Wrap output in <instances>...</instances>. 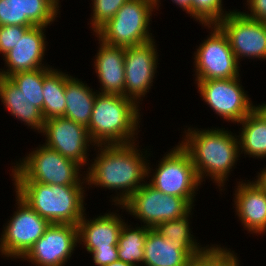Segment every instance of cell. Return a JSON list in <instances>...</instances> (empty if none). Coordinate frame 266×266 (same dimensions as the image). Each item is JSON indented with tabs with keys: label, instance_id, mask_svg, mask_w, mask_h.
Here are the masks:
<instances>
[{
	"label": "cell",
	"instance_id": "f1b7e54d",
	"mask_svg": "<svg viewBox=\"0 0 266 266\" xmlns=\"http://www.w3.org/2000/svg\"><path fill=\"white\" fill-rule=\"evenodd\" d=\"M223 247L211 244L195 257L193 266H240L237 253L230 248Z\"/></svg>",
	"mask_w": 266,
	"mask_h": 266
},
{
	"label": "cell",
	"instance_id": "6da1fadb",
	"mask_svg": "<svg viewBox=\"0 0 266 266\" xmlns=\"http://www.w3.org/2000/svg\"><path fill=\"white\" fill-rule=\"evenodd\" d=\"M138 144L139 141L137 144L96 145V157L90 160L92 163L84 171L87 188L93 186L115 191L116 195L110 200L114 202L112 205L121 206L146 182L151 153L148 148L140 150Z\"/></svg>",
	"mask_w": 266,
	"mask_h": 266
},
{
	"label": "cell",
	"instance_id": "484cf974",
	"mask_svg": "<svg viewBox=\"0 0 266 266\" xmlns=\"http://www.w3.org/2000/svg\"><path fill=\"white\" fill-rule=\"evenodd\" d=\"M131 226L125 222L118 237V258L133 266H143L144 246L150 227Z\"/></svg>",
	"mask_w": 266,
	"mask_h": 266
},
{
	"label": "cell",
	"instance_id": "1f68e13d",
	"mask_svg": "<svg viewBox=\"0 0 266 266\" xmlns=\"http://www.w3.org/2000/svg\"><path fill=\"white\" fill-rule=\"evenodd\" d=\"M30 27L27 26H0V54L4 56L16 46L19 38Z\"/></svg>",
	"mask_w": 266,
	"mask_h": 266
},
{
	"label": "cell",
	"instance_id": "8992f818",
	"mask_svg": "<svg viewBox=\"0 0 266 266\" xmlns=\"http://www.w3.org/2000/svg\"><path fill=\"white\" fill-rule=\"evenodd\" d=\"M155 9L153 0H129L94 34L103 43L123 48L150 42L155 39L150 32Z\"/></svg>",
	"mask_w": 266,
	"mask_h": 266
},
{
	"label": "cell",
	"instance_id": "d4e9b609",
	"mask_svg": "<svg viewBox=\"0 0 266 266\" xmlns=\"http://www.w3.org/2000/svg\"><path fill=\"white\" fill-rule=\"evenodd\" d=\"M66 72L54 67L44 68L43 81V110L45 120L64 117L66 110Z\"/></svg>",
	"mask_w": 266,
	"mask_h": 266
},
{
	"label": "cell",
	"instance_id": "e0dca14e",
	"mask_svg": "<svg viewBox=\"0 0 266 266\" xmlns=\"http://www.w3.org/2000/svg\"><path fill=\"white\" fill-rule=\"evenodd\" d=\"M58 0H0V26H50L60 14Z\"/></svg>",
	"mask_w": 266,
	"mask_h": 266
},
{
	"label": "cell",
	"instance_id": "9a60e30c",
	"mask_svg": "<svg viewBox=\"0 0 266 266\" xmlns=\"http://www.w3.org/2000/svg\"><path fill=\"white\" fill-rule=\"evenodd\" d=\"M78 243L77 225L50 224L20 261L34 266H65Z\"/></svg>",
	"mask_w": 266,
	"mask_h": 266
},
{
	"label": "cell",
	"instance_id": "83f0119b",
	"mask_svg": "<svg viewBox=\"0 0 266 266\" xmlns=\"http://www.w3.org/2000/svg\"><path fill=\"white\" fill-rule=\"evenodd\" d=\"M20 89L31 105L43 110L44 68L33 71L17 72L8 77Z\"/></svg>",
	"mask_w": 266,
	"mask_h": 266
},
{
	"label": "cell",
	"instance_id": "cb8c5ba5",
	"mask_svg": "<svg viewBox=\"0 0 266 266\" xmlns=\"http://www.w3.org/2000/svg\"><path fill=\"white\" fill-rule=\"evenodd\" d=\"M237 135L240 155L255 159L266 158V120L254 108L241 122Z\"/></svg>",
	"mask_w": 266,
	"mask_h": 266
},
{
	"label": "cell",
	"instance_id": "ba28073f",
	"mask_svg": "<svg viewBox=\"0 0 266 266\" xmlns=\"http://www.w3.org/2000/svg\"><path fill=\"white\" fill-rule=\"evenodd\" d=\"M210 31L194 52L195 81L240 77V66L227 35L217 24H202ZM211 29V30H210Z\"/></svg>",
	"mask_w": 266,
	"mask_h": 266
},
{
	"label": "cell",
	"instance_id": "44dd1931",
	"mask_svg": "<svg viewBox=\"0 0 266 266\" xmlns=\"http://www.w3.org/2000/svg\"><path fill=\"white\" fill-rule=\"evenodd\" d=\"M195 256L181 243L161 236L153 228L147 233L144 266H193Z\"/></svg>",
	"mask_w": 266,
	"mask_h": 266
},
{
	"label": "cell",
	"instance_id": "5b68a950",
	"mask_svg": "<svg viewBox=\"0 0 266 266\" xmlns=\"http://www.w3.org/2000/svg\"><path fill=\"white\" fill-rule=\"evenodd\" d=\"M35 149V150H34ZM12 167V181H34L43 184L86 186L85 172L76 161L40 144ZM82 172V174H81Z\"/></svg>",
	"mask_w": 266,
	"mask_h": 266
},
{
	"label": "cell",
	"instance_id": "30bf717a",
	"mask_svg": "<svg viewBox=\"0 0 266 266\" xmlns=\"http://www.w3.org/2000/svg\"><path fill=\"white\" fill-rule=\"evenodd\" d=\"M118 208L139 219L141 225L154 228L182 217L192 206L182 197L163 194L146 181Z\"/></svg>",
	"mask_w": 266,
	"mask_h": 266
},
{
	"label": "cell",
	"instance_id": "ffe728a7",
	"mask_svg": "<svg viewBox=\"0 0 266 266\" xmlns=\"http://www.w3.org/2000/svg\"><path fill=\"white\" fill-rule=\"evenodd\" d=\"M94 69L99 81V93L125 95V48L111 46L97 39ZM101 90V91H100Z\"/></svg>",
	"mask_w": 266,
	"mask_h": 266
},
{
	"label": "cell",
	"instance_id": "7c38bea8",
	"mask_svg": "<svg viewBox=\"0 0 266 266\" xmlns=\"http://www.w3.org/2000/svg\"><path fill=\"white\" fill-rule=\"evenodd\" d=\"M217 25L227 35L239 64L241 59L266 60V23L232 10Z\"/></svg>",
	"mask_w": 266,
	"mask_h": 266
},
{
	"label": "cell",
	"instance_id": "5bb4252c",
	"mask_svg": "<svg viewBox=\"0 0 266 266\" xmlns=\"http://www.w3.org/2000/svg\"><path fill=\"white\" fill-rule=\"evenodd\" d=\"M150 42L125 48V97L139 107L145 95L153 86L158 63L157 44ZM153 82V83H152Z\"/></svg>",
	"mask_w": 266,
	"mask_h": 266
},
{
	"label": "cell",
	"instance_id": "277c9868",
	"mask_svg": "<svg viewBox=\"0 0 266 266\" xmlns=\"http://www.w3.org/2000/svg\"><path fill=\"white\" fill-rule=\"evenodd\" d=\"M14 191L50 224H74L83 218L87 186L13 181Z\"/></svg>",
	"mask_w": 266,
	"mask_h": 266
},
{
	"label": "cell",
	"instance_id": "4dcf8cb0",
	"mask_svg": "<svg viewBox=\"0 0 266 266\" xmlns=\"http://www.w3.org/2000/svg\"><path fill=\"white\" fill-rule=\"evenodd\" d=\"M92 12L90 27L94 33L108 20L112 19L117 11L129 0H91Z\"/></svg>",
	"mask_w": 266,
	"mask_h": 266
},
{
	"label": "cell",
	"instance_id": "603a6c76",
	"mask_svg": "<svg viewBox=\"0 0 266 266\" xmlns=\"http://www.w3.org/2000/svg\"><path fill=\"white\" fill-rule=\"evenodd\" d=\"M98 90L90 88L85 82L66 74V110L64 117L85 126H89L94 100Z\"/></svg>",
	"mask_w": 266,
	"mask_h": 266
},
{
	"label": "cell",
	"instance_id": "ac0fdd59",
	"mask_svg": "<svg viewBox=\"0 0 266 266\" xmlns=\"http://www.w3.org/2000/svg\"><path fill=\"white\" fill-rule=\"evenodd\" d=\"M234 192L233 207L244 230L253 235L265 234L266 192L251 180L238 181Z\"/></svg>",
	"mask_w": 266,
	"mask_h": 266
},
{
	"label": "cell",
	"instance_id": "8d00e7d4",
	"mask_svg": "<svg viewBox=\"0 0 266 266\" xmlns=\"http://www.w3.org/2000/svg\"><path fill=\"white\" fill-rule=\"evenodd\" d=\"M266 102L255 106V109L260 113V115L266 120Z\"/></svg>",
	"mask_w": 266,
	"mask_h": 266
},
{
	"label": "cell",
	"instance_id": "9c48e42d",
	"mask_svg": "<svg viewBox=\"0 0 266 266\" xmlns=\"http://www.w3.org/2000/svg\"><path fill=\"white\" fill-rule=\"evenodd\" d=\"M15 198L16 211L3 225L0 237V255L14 260L22 259L50 225L17 194Z\"/></svg>",
	"mask_w": 266,
	"mask_h": 266
},
{
	"label": "cell",
	"instance_id": "7402d4cb",
	"mask_svg": "<svg viewBox=\"0 0 266 266\" xmlns=\"http://www.w3.org/2000/svg\"><path fill=\"white\" fill-rule=\"evenodd\" d=\"M0 99L10 115L19 119L25 126L41 133L45 123L42 111L31 105L24 93L6 77L0 76Z\"/></svg>",
	"mask_w": 266,
	"mask_h": 266
},
{
	"label": "cell",
	"instance_id": "836d02e7",
	"mask_svg": "<svg viewBox=\"0 0 266 266\" xmlns=\"http://www.w3.org/2000/svg\"><path fill=\"white\" fill-rule=\"evenodd\" d=\"M247 10L243 13L252 19L259 20L266 23V0H246Z\"/></svg>",
	"mask_w": 266,
	"mask_h": 266
},
{
	"label": "cell",
	"instance_id": "74e56055",
	"mask_svg": "<svg viewBox=\"0 0 266 266\" xmlns=\"http://www.w3.org/2000/svg\"><path fill=\"white\" fill-rule=\"evenodd\" d=\"M105 266H133V265L128 264V263L123 262V261H120V260H117V261H115V262H113L111 264H107Z\"/></svg>",
	"mask_w": 266,
	"mask_h": 266
},
{
	"label": "cell",
	"instance_id": "52a82bcc",
	"mask_svg": "<svg viewBox=\"0 0 266 266\" xmlns=\"http://www.w3.org/2000/svg\"><path fill=\"white\" fill-rule=\"evenodd\" d=\"M147 164V179L149 184L163 194L173 195L184 198L192 207H194L195 196L201 182L195 171L190 154L181 146H173L166 152L156 170L151 168L150 160ZM153 173H152V172ZM152 175H151V174Z\"/></svg>",
	"mask_w": 266,
	"mask_h": 266
},
{
	"label": "cell",
	"instance_id": "e575fe53",
	"mask_svg": "<svg viewBox=\"0 0 266 266\" xmlns=\"http://www.w3.org/2000/svg\"><path fill=\"white\" fill-rule=\"evenodd\" d=\"M155 3L156 11L159 10V7L161 6V0H153ZM172 3L178 5L179 8L183 11H185L188 16L190 15L192 18V0H171ZM160 4V5H159Z\"/></svg>",
	"mask_w": 266,
	"mask_h": 266
},
{
	"label": "cell",
	"instance_id": "2e32d148",
	"mask_svg": "<svg viewBox=\"0 0 266 266\" xmlns=\"http://www.w3.org/2000/svg\"><path fill=\"white\" fill-rule=\"evenodd\" d=\"M46 28L48 27L33 26L19 38L16 46L3 56L4 67L7 69H0V76L8 78L17 72L52 67L43 62L48 46L44 34Z\"/></svg>",
	"mask_w": 266,
	"mask_h": 266
},
{
	"label": "cell",
	"instance_id": "7a4b0ae2",
	"mask_svg": "<svg viewBox=\"0 0 266 266\" xmlns=\"http://www.w3.org/2000/svg\"><path fill=\"white\" fill-rule=\"evenodd\" d=\"M200 129L188 127L179 143L190 154L199 181L211 178L224 191L232 168L240 160L237 134L219 127Z\"/></svg>",
	"mask_w": 266,
	"mask_h": 266
},
{
	"label": "cell",
	"instance_id": "3957f363",
	"mask_svg": "<svg viewBox=\"0 0 266 266\" xmlns=\"http://www.w3.org/2000/svg\"><path fill=\"white\" fill-rule=\"evenodd\" d=\"M140 108L123 95L98 93L87 127L91 140L96 145L137 142L142 119Z\"/></svg>",
	"mask_w": 266,
	"mask_h": 266
},
{
	"label": "cell",
	"instance_id": "4fadbf2b",
	"mask_svg": "<svg viewBox=\"0 0 266 266\" xmlns=\"http://www.w3.org/2000/svg\"><path fill=\"white\" fill-rule=\"evenodd\" d=\"M41 133L45 136L46 147L76 161L82 167L89 164L88 152L96 144L85 126L65 117H55L45 120Z\"/></svg>",
	"mask_w": 266,
	"mask_h": 266
},
{
	"label": "cell",
	"instance_id": "d6986e66",
	"mask_svg": "<svg viewBox=\"0 0 266 266\" xmlns=\"http://www.w3.org/2000/svg\"><path fill=\"white\" fill-rule=\"evenodd\" d=\"M121 216L109 211L92 219L84 213L77 225L79 246L83 245L88 253L94 249L118 248V237L125 223Z\"/></svg>",
	"mask_w": 266,
	"mask_h": 266
},
{
	"label": "cell",
	"instance_id": "8fae6325",
	"mask_svg": "<svg viewBox=\"0 0 266 266\" xmlns=\"http://www.w3.org/2000/svg\"><path fill=\"white\" fill-rule=\"evenodd\" d=\"M241 77L196 81L200 97L211 110L226 122H241L254 108L240 82Z\"/></svg>",
	"mask_w": 266,
	"mask_h": 266
},
{
	"label": "cell",
	"instance_id": "f546056e",
	"mask_svg": "<svg viewBox=\"0 0 266 266\" xmlns=\"http://www.w3.org/2000/svg\"><path fill=\"white\" fill-rule=\"evenodd\" d=\"M232 10L223 9V0H192V18L199 24H217Z\"/></svg>",
	"mask_w": 266,
	"mask_h": 266
},
{
	"label": "cell",
	"instance_id": "d590c367",
	"mask_svg": "<svg viewBox=\"0 0 266 266\" xmlns=\"http://www.w3.org/2000/svg\"><path fill=\"white\" fill-rule=\"evenodd\" d=\"M256 183L263 191L266 192V167L257 173L256 179L252 180Z\"/></svg>",
	"mask_w": 266,
	"mask_h": 266
},
{
	"label": "cell",
	"instance_id": "4316f807",
	"mask_svg": "<svg viewBox=\"0 0 266 266\" xmlns=\"http://www.w3.org/2000/svg\"><path fill=\"white\" fill-rule=\"evenodd\" d=\"M192 209H194V207L182 217H179L176 220L161 222L153 229L161 236L166 237L175 243L183 244L196 257L200 252H203L209 244L204 247L200 242H197L198 240H196L193 235L190 228V218H192L193 214Z\"/></svg>",
	"mask_w": 266,
	"mask_h": 266
},
{
	"label": "cell",
	"instance_id": "d6a6232c",
	"mask_svg": "<svg viewBox=\"0 0 266 266\" xmlns=\"http://www.w3.org/2000/svg\"><path fill=\"white\" fill-rule=\"evenodd\" d=\"M90 254L95 266H105L119 260L118 248L94 249Z\"/></svg>",
	"mask_w": 266,
	"mask_h": 266
}]
</instances>
